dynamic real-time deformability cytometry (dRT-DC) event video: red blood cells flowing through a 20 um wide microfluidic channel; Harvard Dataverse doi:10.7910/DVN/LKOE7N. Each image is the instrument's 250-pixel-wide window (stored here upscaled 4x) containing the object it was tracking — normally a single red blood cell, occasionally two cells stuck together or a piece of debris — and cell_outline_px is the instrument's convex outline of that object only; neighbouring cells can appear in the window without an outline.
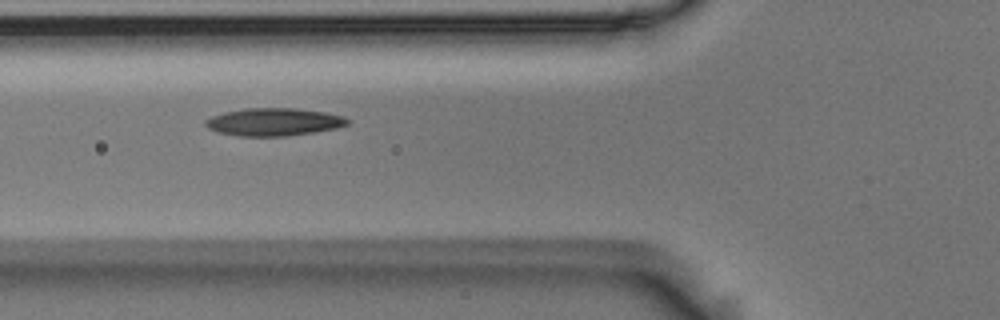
{"species": "Egyptian fruit bat (a non-hibernating species)", "species_latin": "Rousettus aegyptiacus", "temperature_condition": "room temperature", "stored_images_in_passage": 14, "camera_frame_rate_fps": 3000, "um_per_image_px": 0.085, "animal": {"sex": "male"}, "frame": {"image": 1, "passage_image": 5, "time_ms": 1.333, "image_size_px": [1000, 320], "cell_outline_px": [[348, 124], [336, 128], [316, 132], [288, 136], [240, 136], [216, 132], [208, 128], [204, 124], [204, 120], [212, 116], [224, 112], [244, 108], [296, 108], [324, 112], [344, 116], [348, 120]], "centroid_in_image_um": [23.25, 10.36], "position_along_channel_um": 102.6, "area_um2": 23.06}}
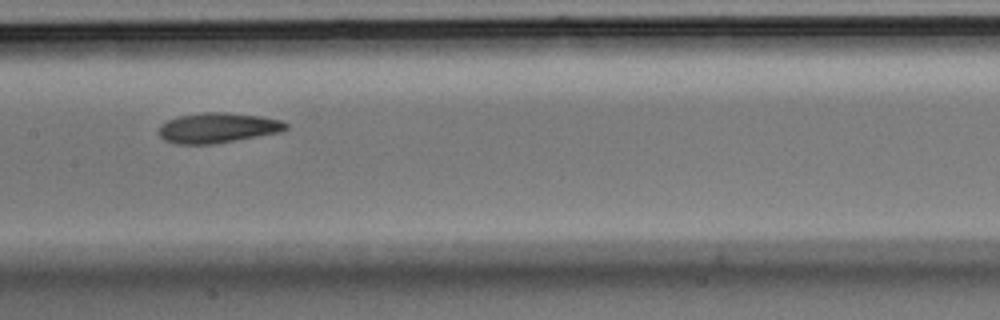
{"frame": {"image": 2, "passage_image": 7, "time_ms": 2.0, "image_size_px": [1000, 320], "cell_outline_px": [[288, 128], [280, 132], [236, 140], [212, 144], [176, 144], [164, 140], [160, 136], [160, 124], [176, 116], [200, 112], [228, 112], [260, 116], [280, 120], [288, 124]], "centroid_in_image_um": [18.49, 10.85], "position_along_channel_um": 188.9, "area_um2": 22.37}}
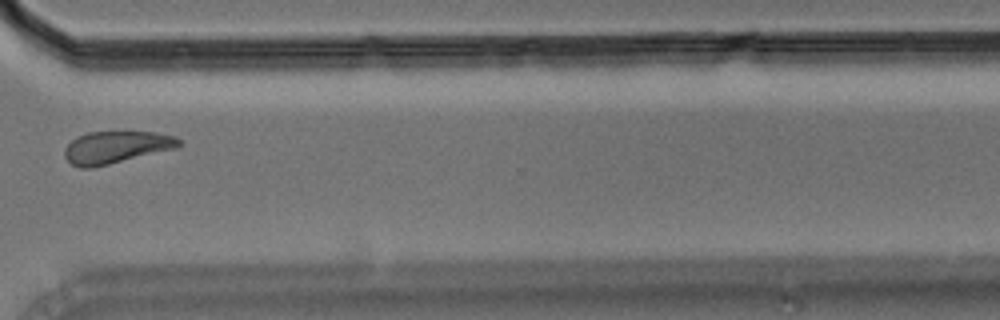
{"frame": {"image": 3, "passage_image": 11, "time_ms": 3.333, "image_size_px": [1000, 320], "cell_outline_px": [[180, 148], [92, 168], [80, 168], [72, 164], [64, 156], [64, 148], [76, 136], [88, 132], [156, 132], [172, 136], [180, 140]], "centroid_in_image_um": [9.87, 12.52], "position_along_channel_um": 360.7, "area_um2": 21.62}}